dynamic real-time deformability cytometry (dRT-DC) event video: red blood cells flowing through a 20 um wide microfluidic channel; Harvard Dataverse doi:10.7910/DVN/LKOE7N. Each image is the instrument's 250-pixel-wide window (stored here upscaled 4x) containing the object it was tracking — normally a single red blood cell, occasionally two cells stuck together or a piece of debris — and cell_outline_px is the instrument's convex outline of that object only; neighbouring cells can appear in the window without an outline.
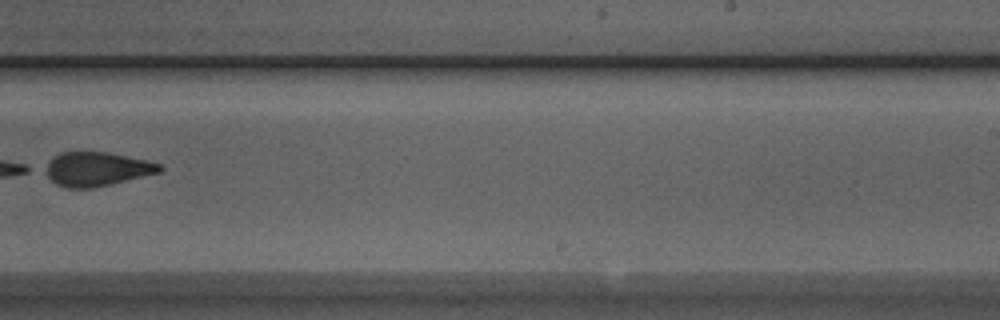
{"species": "Egyptian fruit bat (a non-hibernating species)", "species_latin": "Rousettus aegyptiacus", "temperature_condition": "room temperature", "stored_images_in_passage": 9, "camera_frame_rate_fps": 3000, "um_per_image_px": 0.085, "animal": {"sex": "male"}, "frame": {"image": 1, "passage_image": 9, "time_ms": 10.0, "image_size_px": [1000, 320], "cell_outline_px": [[164, 168], [160, 172], [92, 188], [68, 188], [56, 184], [40, 172], [40, 168], [60, 152], [104, 152], [148, 160], [160, 164]], "centroid_in_image_um": [8.13, 14.37], "position_along_channel_um": 280.9, "area_um2": 22.77}}